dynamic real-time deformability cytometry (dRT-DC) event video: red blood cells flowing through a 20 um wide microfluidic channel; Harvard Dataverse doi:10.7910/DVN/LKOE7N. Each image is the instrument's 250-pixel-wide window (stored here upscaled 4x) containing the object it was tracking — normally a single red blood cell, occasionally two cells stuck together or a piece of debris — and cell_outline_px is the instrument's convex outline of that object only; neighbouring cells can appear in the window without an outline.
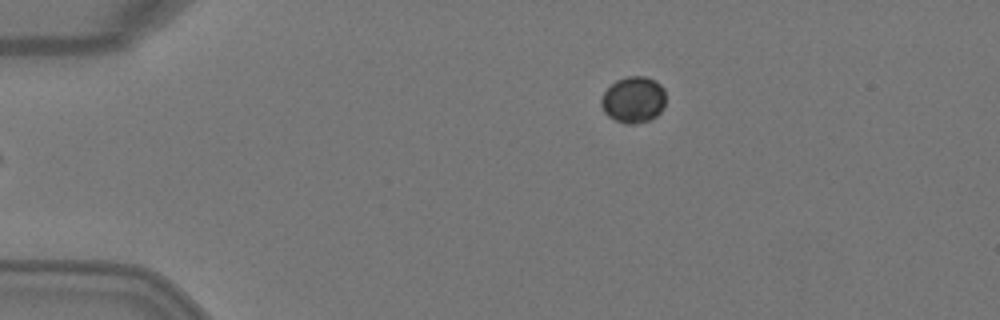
{"species": "Egyptian fruit bat (a non-hibernating species)", "species_latin": "Rousettus aegyptiacus", "temperature_condition": "warm", "stored_images_in_passage": 4, "camera_frame_rate_fps": 3000, "um_per_image_px": 0.085, "animal": {"sex": "female"}, "frame": {"image": 1, "passage_image": 4, "time_ms": 1.0, "image_size_px": [1000, 320], "cell_outline_px": [[664, 108], [652, 120], [636, 124], [624, 124], [608, 116], [604, 112], [600, 104], [600, 100], [604, 92], [616, 80], [628, 76], [644, 76], [656, 80], [664, 88]], "centroid_in_image_um": [53.85, 8.49], "position_along_channel_um": 31.2, "area_um2": 17.63}}